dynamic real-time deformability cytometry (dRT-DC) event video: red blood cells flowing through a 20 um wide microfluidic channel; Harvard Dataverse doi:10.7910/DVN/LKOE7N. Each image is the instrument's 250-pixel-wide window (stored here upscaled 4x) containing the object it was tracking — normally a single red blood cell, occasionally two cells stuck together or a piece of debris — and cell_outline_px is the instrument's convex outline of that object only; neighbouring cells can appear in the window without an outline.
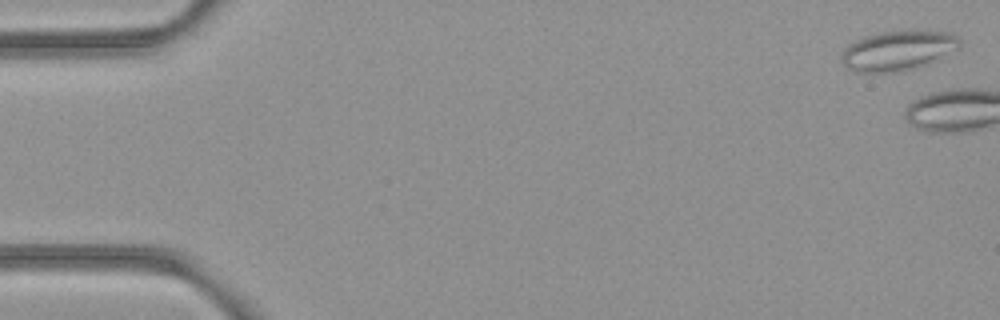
{"species": "common noctule bat (a hibernating species)", "species_latin": "Nyctalus noctula", "temperature_condition": "room temperature", "stored_images_in_passage": 7, "camera_frame_rate_fps": 3000, "um_per_image_px": 0.085, "animal": {"sex": "female", "body_mass_g": 21.9}, "frame": {"image": 1, "passage_image": 1, "time_ms": 0.0, "image_size_px": [1000, 320], "cell_outline_px": [[960, 48], [940, 60], [928, 64], [900, 72], [856, 72], [848, 68], [844, 64], [840, 56], [840, 52], [848, 44], [864, 36], [880, 32], [904, 28], [928, 28], [952, 32], [960, 40]], "centroid_in_image_um": [76.4, 4.24], "position_along_channel_um": 8.6, "area_um2": 28.84}}